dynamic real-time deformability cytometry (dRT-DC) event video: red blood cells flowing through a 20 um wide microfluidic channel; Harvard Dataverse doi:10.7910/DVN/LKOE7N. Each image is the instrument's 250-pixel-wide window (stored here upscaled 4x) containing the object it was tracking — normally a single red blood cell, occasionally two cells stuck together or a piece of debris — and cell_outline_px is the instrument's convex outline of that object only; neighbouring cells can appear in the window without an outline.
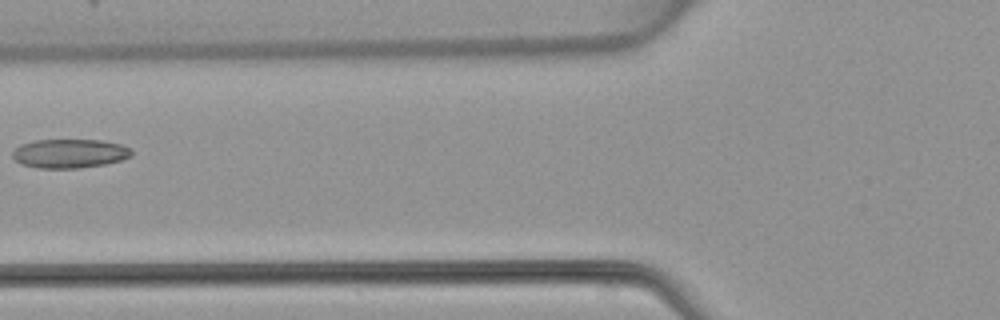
{"species": "common noctule bat (a hibernating species)", "species_latin": "Nyctalus noctula", "temperature_condition": "warm", "stored_images_in_passage": 5, "camera_frame_rate_fps": 3000, "um_per_image_px": 0.085, "animal": {"sex": "female", "body_mass_g": 22.7, "forearm_length_mm": 54.2}, "frame": {"image": 1, "passage_image": 5, "time_ms": 6.0, "image_size_px": [1000, 320], "cell_outline_px": [[132, 156], [120, 160], [104, 164], [80, 168], [36, 168], [20, 164], [12, 156], [12, 152], [20, 144], [36, 140], [100, 140], [120, 144], [132, 148]], "centroid_in_image_um": [5.91, 13.05], "position_along_channel_um": 119.9, "area_um2": 20.17}}